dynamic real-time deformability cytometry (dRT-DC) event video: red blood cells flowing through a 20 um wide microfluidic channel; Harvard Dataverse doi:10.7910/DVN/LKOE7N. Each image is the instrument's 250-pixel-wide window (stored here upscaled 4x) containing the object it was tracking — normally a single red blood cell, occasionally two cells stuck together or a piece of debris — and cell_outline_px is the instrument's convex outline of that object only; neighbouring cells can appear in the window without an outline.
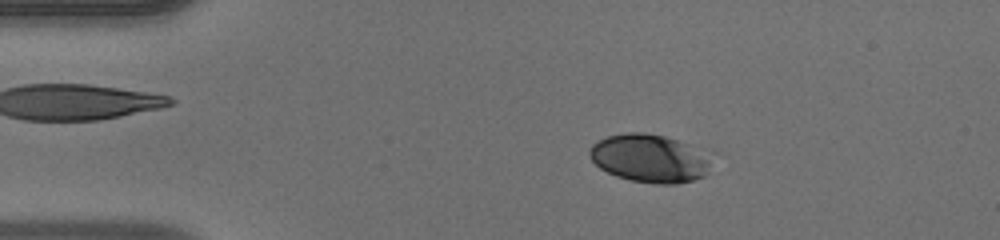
{"species": "human", "species_latin": "Homo sapiens", "temperature_condition": "warm", "stored_images_in_passage": 46, "camera_frame_rate_fps": 3000, "um_per_image_px": 0.085, "donor": {"sex": "male"}, "frame": {"image": 1, "passage_image": 8, "time_ms": 2.333, "image_size_px": [1000, 240], "cell_outline_px": [[720, 152], [708, 172], [704, 176], [692, 180], [676, 184], [656, 184], [632, 180], [616, 176], [600, 168], [588, 156], [588, 152], [592, 144], [596, 140], [608, 136], [624, 132], [644, 132], [664, 136]], "centroid_in_image_um": [55.38, 13.43], "position_along_channel_um": 29.6, "area_um2": 35.66}}
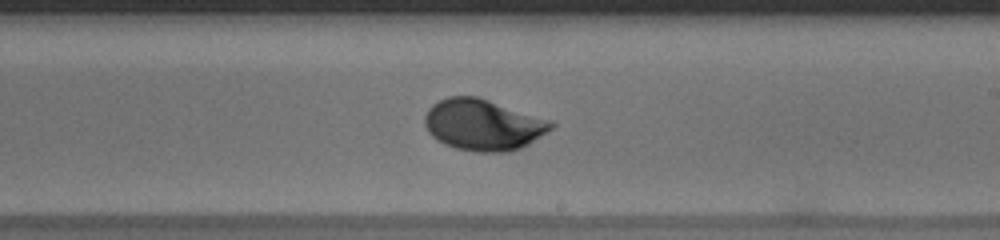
{"frame": {"image": 2, "passage_image": 27, "time_ms": 8.667, "image_size_px": [1000, 240], "cell_outline_px": [[556, 124], [552, 128], [528, 144], [520, 148], [508, 152], [476, 152], [456, 148], [444, 144], [436, 140], [428, 132], [424, 124], [424, 116], [428, 108], [432, 104], [448, 96], [476, 96], [552, 120]], "centroid_in_image_um": [41.04, 10.61], "position_along_channel_um": 248.0, "area_um2": 37.8}}
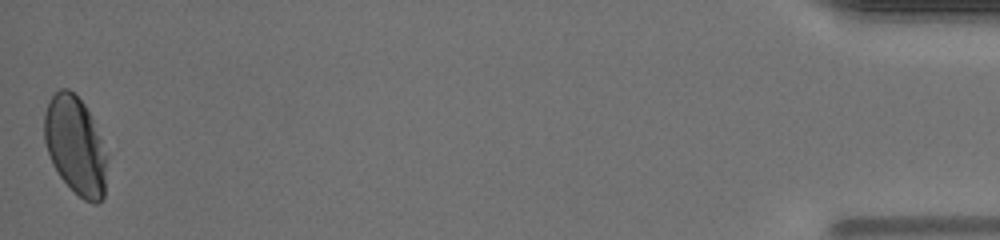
{"frame": {"image": 3, "passage_image": 46, "time_ms": 15.0, "image_size_px": [1000, 240], "cell_outline_px": [[108, 156], [104, 196], [96, 204], [84, 200], [60, 176], [52, 164], [44, 140], [44, 116], [48, 104], [52, 96], [60, 88], [68, 88], [84, 104], [92, 120]], "centroid_in_image_um": [6.41, 12.39], "position_along_channel_um": 428.8, "area_um2": 35.37}}